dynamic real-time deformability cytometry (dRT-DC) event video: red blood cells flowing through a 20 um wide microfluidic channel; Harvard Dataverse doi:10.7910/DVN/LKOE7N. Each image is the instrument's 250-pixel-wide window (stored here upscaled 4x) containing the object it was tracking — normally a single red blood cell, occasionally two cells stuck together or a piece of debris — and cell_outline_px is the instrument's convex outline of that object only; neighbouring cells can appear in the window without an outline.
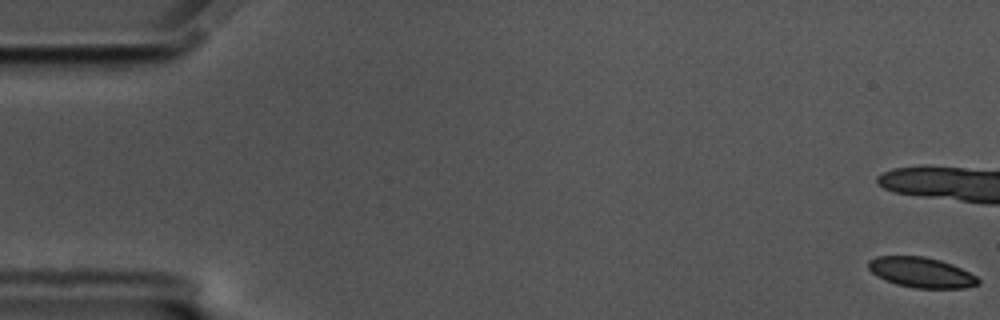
{"species": "common noctule bat (a hibernating species)", "species_latin": "Nyctalus noctula", "temperature_condition": "cold", "stored_images_in_passage": 14, "camera_frame_rate_fps": 3000, "um_per_image_px": 0.085, "animal": {"sex": "male", "body_mass_g": 17.5, "forearm_length_mm": 52.3}, "frame": {"image": 1, "passage_image": 1, "time_ms": 0.0, "image_size_px": [1000, 320], "cell_outline_px": [[980, 284], [964, 288], [916, 288], [896, 284], [884, 280], [876, 276], [868, 268], [868, 260], [876, 256], [924, 256], [940, 260], [952, 264], [976, 276], [980, 280]], "centroid_in_image_um": [78.29, 23.15], "position_along_channel_um": 6.7, "area_um2": 19.42}}